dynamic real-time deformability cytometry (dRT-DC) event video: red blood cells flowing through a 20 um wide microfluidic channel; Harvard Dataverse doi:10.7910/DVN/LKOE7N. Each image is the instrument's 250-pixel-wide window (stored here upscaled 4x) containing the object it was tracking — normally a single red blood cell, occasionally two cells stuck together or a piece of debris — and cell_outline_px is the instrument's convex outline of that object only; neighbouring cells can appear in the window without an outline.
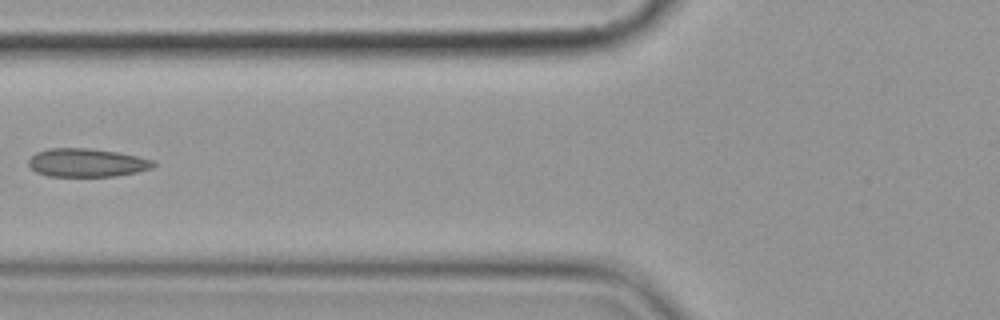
{"species": "common noctule bat (a hibernating species)", "species_latin": "Nyctalus noctula", "temperature_condition": "cold", "stored_images_in_passage": 7, "camera_frame_rate_fps": 3000, "um_per_image_px": 0.085, "animal": {"sex": "female", "body_mass_g": 19.9}, "frame": {"image": 1, "passage_image": 6, "time_ms": 6.0, "image_size_px": [1000, 320], "cell_outline_px": [[156, 164], [152, 168], [136, 172], [116, 176], [48, 176], [36, 172], [28, 164], [28, 160], [36, 152], [48, 148], [88, 148], [116, 152], [156, 160]], "centroid_in_image_um": [7.38, 13.83], "position_along_channel_um": 118.4, "area_um2": 20.63}}
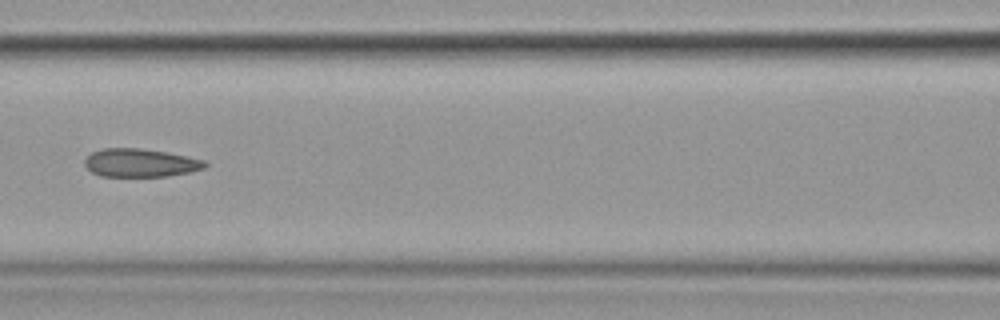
{"frame": {"image": 2, "passage_image": 7, "time_ms": 7.0, "image_size_px": [1000, 320], "cell_outline_px": [[208, 164], [204, 168], [188, 172], [168, 176], [100, 176], [92, 172], [84, 164], [84, 160], [92, 152], [104, 148], [140, 148], [188, 156], [204, 160]], "centroid_in_image_um": [11.92, 13.84], "position_along_channel_um": 154.7, "area_um2": 19.65}}